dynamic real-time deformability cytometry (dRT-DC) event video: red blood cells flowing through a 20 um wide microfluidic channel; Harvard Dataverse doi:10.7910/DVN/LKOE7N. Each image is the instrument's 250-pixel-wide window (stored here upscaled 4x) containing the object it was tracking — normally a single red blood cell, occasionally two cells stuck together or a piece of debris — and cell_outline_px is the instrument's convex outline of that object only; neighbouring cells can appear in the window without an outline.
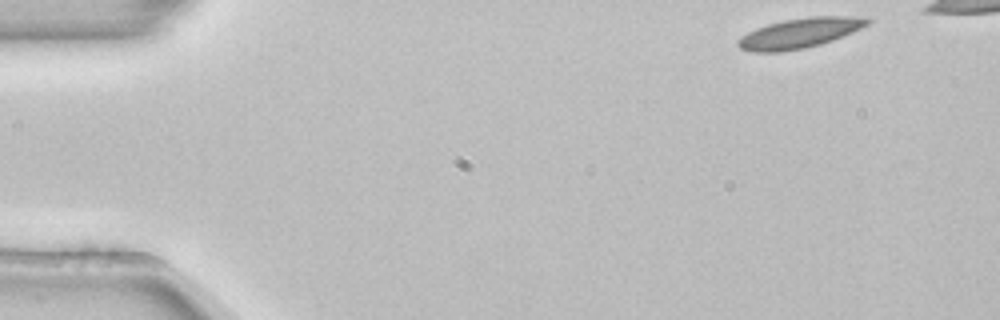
{"species": "common noctule bat (a hibernating species)", "species_latin": "Nyctalus noctula", "temperature_condition": "room temperature", "stored_images_in_passage": 45, "camera_frame_rate_fps": 3000, "um_per_image_px": 0.085, "animal": {"sex": "female", "body_mass_g": 22.7, "forearm_length_mm": 54.2}, "frame": {"image": 1, "passage_image": 1, "time_ms": 0.0, "image_size_px": [1000, 320], "cell_outline_px": [[872, 20], [868, 24], [852, 32], [832, 40], [820, 44], [804, 48], [780, 52], [752, 52], [740, 48], [736, 44], [736, 40], [740, 36], [756, 28], [768, 24], [784, 20], [812, 16], [856, 16]], "centroid_in_image_um": [67.92, 2.82], "position_along_channel_um": 17.1, "area_um2": 22.48}}
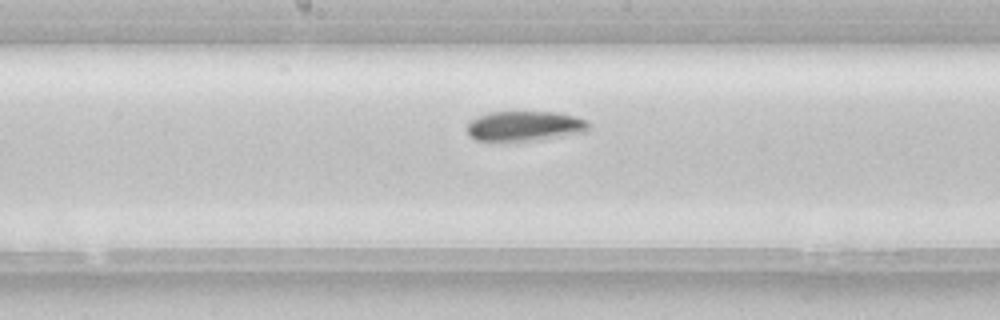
{"frame": {"image": 2, "passage_image": 24, "time_ms": 7.667, "image_size_px": [1000, 320], "cell_outline_px": [[588, 132], [540, 140], [476, 140], [468, 136], [468, 124], [472, 120], [488, 112], [556, 112], [576, 116], [584, 120], [588, 124]], "centroid_in_image_um": [44.63, 10.71], "position_along_channel_um": 203.6, "area_um2": 21.1}}
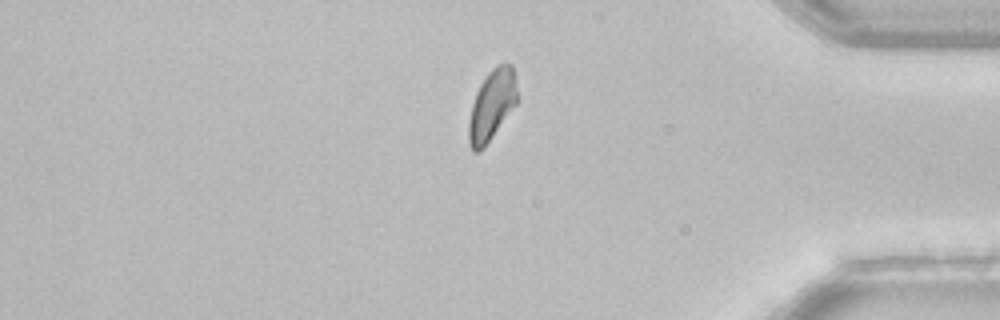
{"frame": {"image": 3, "passage_image": 41, "time_ms": 13.333, "image_size_px": [1000, 320], "cell_outline_px": [[516, 104], [484, 148], [480, 152], [472, 152], [468, 144], [468, 120], [472, 104], [476, 92], [480, 84], [488, 72], [496, 64], [512, 64], [516, 88]], "centroid_in_image_um": [41.76, 8.98], "position_along_channel_um": 393.4, "area_um2": 19.88}}